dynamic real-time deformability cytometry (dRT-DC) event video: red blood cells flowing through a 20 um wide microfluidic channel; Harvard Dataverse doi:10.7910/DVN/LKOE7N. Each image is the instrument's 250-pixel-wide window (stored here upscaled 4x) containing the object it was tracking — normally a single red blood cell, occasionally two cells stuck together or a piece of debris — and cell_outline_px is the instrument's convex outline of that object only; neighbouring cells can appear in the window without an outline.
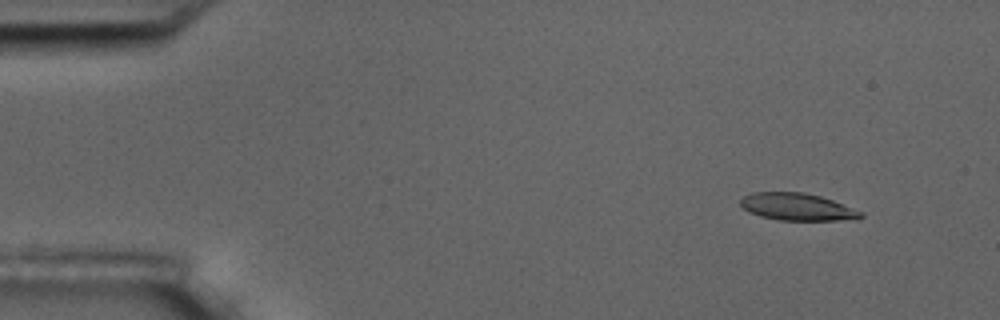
{"species": "common noctule bat (a hibernating species)", "species_latin": "Nyctalus noctula", "temperature_condition": "room temperature", "stored_images_in_passage": 4, "camera_frame_rate_fps": 3000, "um_per_image_px": 0.085, "animal": {"sex": "male", "body_mass_g": 17.5, "forearm_length_mm": 52.3}, "frame": {"image": 1, "passage_image": 1, "time_ms": 0.0, "image_size_px": [1000, 320], "cell_outline_px": [[864, 216], [860, 220], [780, 220], [760, 216], [748, 212], [740, 204], [740, 200], [744, 196], [752, 192], [804, 192], [820, 196], [832, 200], [864, 212]], "centroid_in_image_um": [67.8, 17.59], "position_along_channel_um": 17.2, "area_um2": 19.25}}
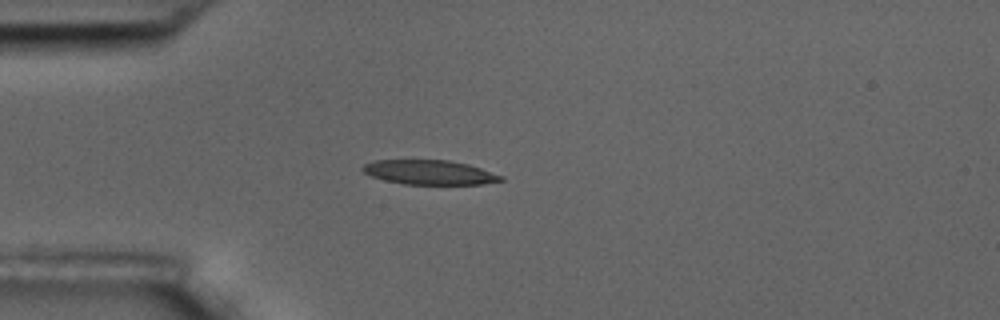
{"frame": {"image": 2, "passage_image": 4, "time_ms": 3.333, "image_size_px": [1000, 320], "cell_outline_px": [[504, 180], [484, 184], [404, 184], [384, 180], [372, 176], [364, 172], [360, 168], [364, 164], [372, 160], [448, 160], [468, 164], [504, 176]], "centroid_in_image_um": [36.5, 14.64], "position_along_channel_um": 48.5, "area_um2": 19.71}}